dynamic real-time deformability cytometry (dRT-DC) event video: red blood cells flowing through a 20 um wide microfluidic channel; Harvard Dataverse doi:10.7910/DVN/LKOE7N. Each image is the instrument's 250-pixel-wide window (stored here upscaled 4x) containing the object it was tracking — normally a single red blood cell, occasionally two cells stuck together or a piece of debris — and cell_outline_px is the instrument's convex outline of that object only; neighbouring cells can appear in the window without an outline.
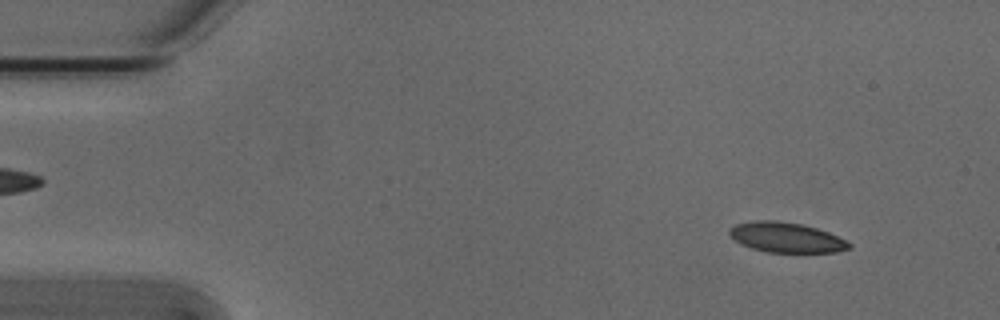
{"species": "Egyptian fruit bat (a non-hibernating species)", "species_latin": "Rousettus aegyptiacus", "temperature_condition": "cold", "stored_images_in_passage": 52, "camera_frame_rate_fps": 3000, "um_per_image_px": 0.085, "animal": {"sex": "male"}, "frame": {"image": 1, "passage_image": 4, "time_ms": 1.0, "image_size_px": [1000, 320], "cell_outline_px": [[852, 248], [836, 252], [764, 252], [740, 244], [728, 232], [728, 228], [736, 224], [756, 220], [776, 220], [800, 224], [816, 228], [828, 232], [852, 244]], "centroid_in_image_um": [66.81, 20.18], "position_along_channel_um": 18.2, "area_um2": 20.87}}
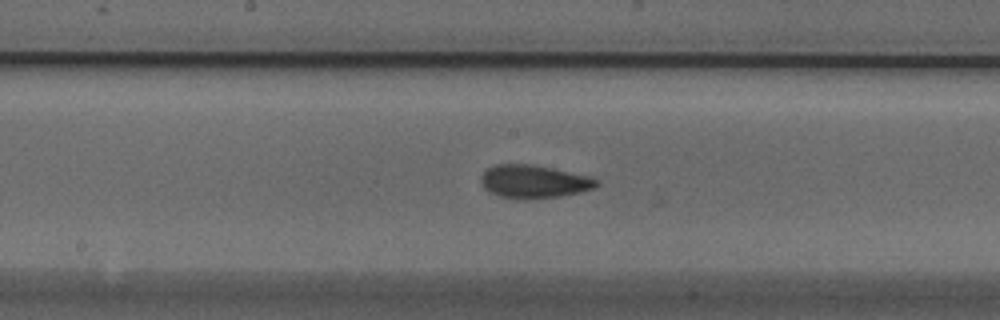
{"frame": {"image": 2, "passage_image": 26, "time_ms": 8.333, "image_size_px": [1000, 320], "cell_outline_px": [[600, 184], [596, 188], [580, 192], [560, 196], [524, 200], [520, 200], [500, 196], [484, 188], [480, 184], [480, 176], [488, 168], [496, 164], [532, 164], [592, 176], [600, 180]], "centroid_in_image_um": [45.42, 15.44], "position_along_channel_um": 202.8, "area_um2": 22.66}}
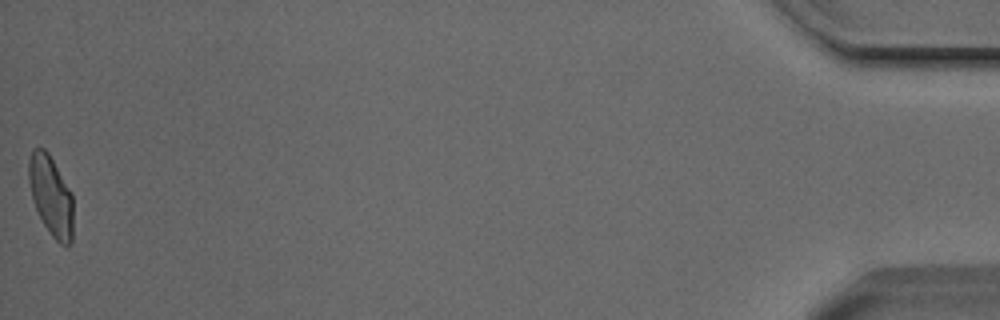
{"frame": {"image": 3, "passage_image": 52, "time_ms": 17.0, "image_size_px": [1000, 320], "cell_outline_px": [[72, 244], [68, 248], [60, 244], [52, 236], [44, 224], [32, 200], [28, 180], [28, 160], [32, 148], [44, 148], [48, 152], [72, 192]], "centroid_in_image_um": [4.33, 16.64], "position_along_channel_um": 430.9, "area_um2": 20.92}, "authors_computed_cell_mechanics": {"area_um2": 21.5594, "velocity_mm_per_s": 3.8183, "shape_relaxation_time_tau1_ms": 5.0356, "shape_relaxation_time_tau2_ms": 1.9226, "deformation_change_tau1": 0.1381, "deformation_change_tau2": 0.0686}}